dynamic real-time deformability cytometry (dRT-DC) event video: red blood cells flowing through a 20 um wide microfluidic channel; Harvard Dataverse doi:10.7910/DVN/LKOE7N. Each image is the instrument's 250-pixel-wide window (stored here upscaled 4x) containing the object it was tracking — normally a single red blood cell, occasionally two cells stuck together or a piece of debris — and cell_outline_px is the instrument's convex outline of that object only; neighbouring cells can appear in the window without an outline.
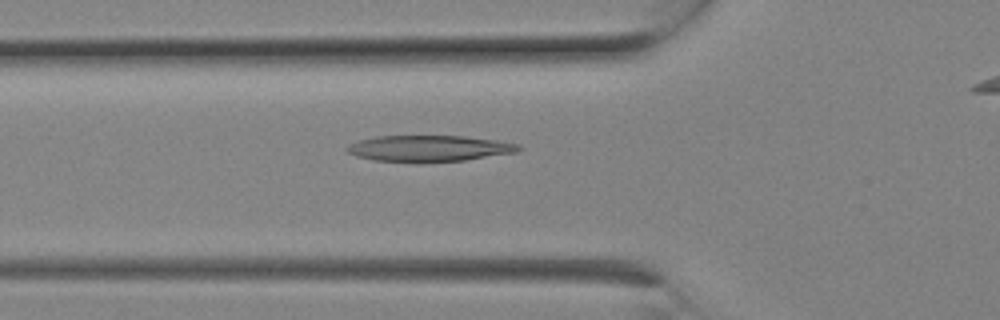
{"species": "Egyptian fruit bat (a non-hibernating species)", "species_latin": "Rousettus aegyptiacus", "temperature_condition": "room temperature", "stored_images_in_passage": 7, "camera_frame_rate_fps": 3000, "um_per_image_px": 0.085, "animal": {"sex": "female"}, "frame": {"image": 1, "passage_image": 7, "time_ms": 2.0, "image_size_px": [1000, 320], "cell_outline_px": [[524, 148], [516, 152], [464, 160], [372, 160], [356, 156], [348, 152], [348, 144], [360, 140], [376, 136], [464, 136], [496, 140], [520, 144]], "centroid_in_image_um": [36.52, 12.58], "position_along_channel_um": 89.3, "area_um2": 25.32}}